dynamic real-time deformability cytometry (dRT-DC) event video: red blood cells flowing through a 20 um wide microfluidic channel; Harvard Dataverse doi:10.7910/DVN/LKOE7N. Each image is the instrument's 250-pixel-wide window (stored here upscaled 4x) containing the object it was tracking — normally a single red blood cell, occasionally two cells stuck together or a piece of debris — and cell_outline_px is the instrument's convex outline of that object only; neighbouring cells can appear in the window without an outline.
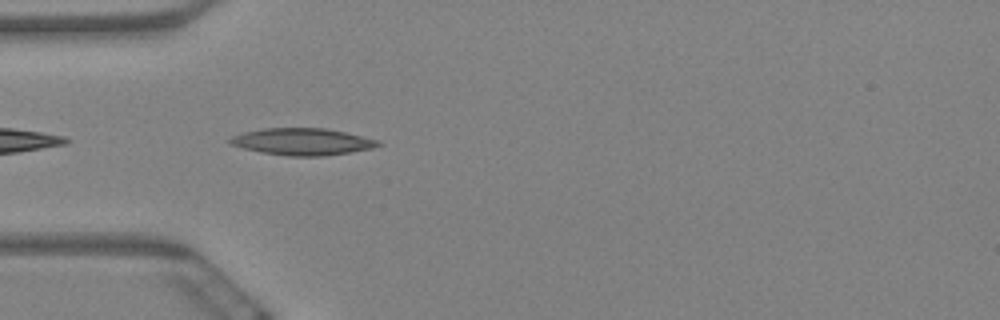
{"species": "Egyptian fruit bat (a non-hibernating species)", "species_latin": "Rousettus aegyptiacus", "temperature_condition": "warm", "stored_images_in_passage": 5, "camera_frame_rate_fps": 3000, "um_per_image_px": 0.085, "animal": {"sex": "female"}, "frame": {"image": 1, "passage_image": 5, "time_ms": 1.333, "image_size_px": [1000, 320], "cell_outline_px": [[384, 144], [372, 148], [324, 156], [288, 156], [260, 152], [228, 144], [228, 140], [232, 136], [244, 132], [264, 128], [328, 128], [380, 140]], "centroid_in_image_um": [25.71, 12.04], "position_along_channel_um": 59.3, "area_um2": 23.29}}